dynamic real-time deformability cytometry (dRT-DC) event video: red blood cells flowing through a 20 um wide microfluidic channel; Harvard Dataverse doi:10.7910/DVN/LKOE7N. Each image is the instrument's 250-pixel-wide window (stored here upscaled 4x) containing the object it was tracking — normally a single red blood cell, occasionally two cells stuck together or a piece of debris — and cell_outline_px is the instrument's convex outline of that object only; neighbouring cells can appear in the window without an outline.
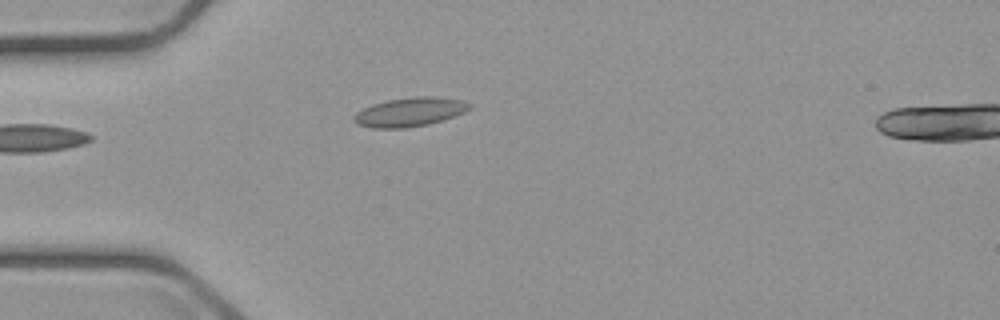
{"species": "common noctule bat (a hibernating species)", "species_latin": "Nyctalus noctula", "temperature_condition": "cold", "stored_images_in_passage": 2, "camera_frame_rate_fps": 3000, "um_per_image_px": 0.085, "animal": {"sex": "male", "body_mass_g": 23.1, "forearm_length_mm": 52.7}, "frame": {"image": 1, "passage_image": 2, "time_ms": 1.0, "image_size_px": [1000, 320], "cell_outline_px": [[472, 108], [464, 112], [428, 124], [404, 128], [372, 128], [356, 124], [352, 120], [352, 116], [356, 112], [372, 104], [388, 100], [416, 96], [436, 96], [464, 100], [472, 104]], "centroid_in_image_um": [34.82, 9.51], "position_along_channel_um": 50.2, "area_um2": 19.59}}